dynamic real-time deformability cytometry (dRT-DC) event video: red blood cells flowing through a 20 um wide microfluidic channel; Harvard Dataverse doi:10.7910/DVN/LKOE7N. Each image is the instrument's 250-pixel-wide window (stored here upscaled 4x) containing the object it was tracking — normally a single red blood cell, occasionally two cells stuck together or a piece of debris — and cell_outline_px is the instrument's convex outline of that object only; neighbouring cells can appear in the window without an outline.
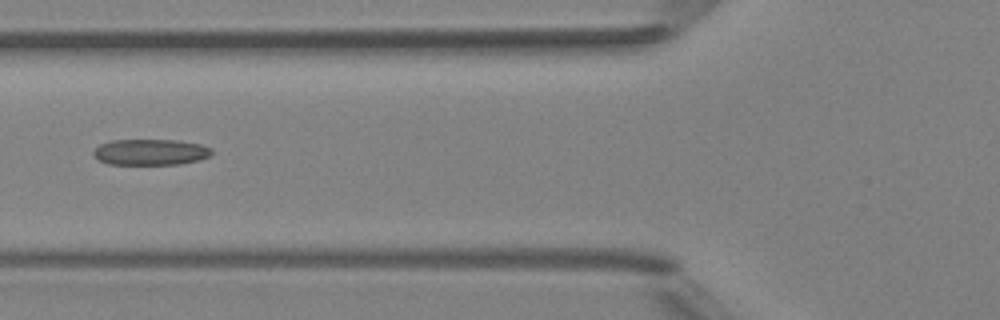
{"species": "Egyptian fruit bat (a non-hibernating species)", "species_latin": "Rousettus aegyptiacus", "temperature_condition": "room temperature", "stored_images_in_passage": 6, "camera_frame_rate_fps": 3000, "um_per_image_px": 0.085, "animal": {"sex": "female"}, "frame": {"image": 1, "passage_image": 5, "time_ms": 4.667, "image_size_px": [1000, 320], "cell_outline_px": [[212, 152], [208, 156], [200, 160], [180, 164], [108, 164], [92, 156], [92, 152], [100, 144], [112, 140], [176, 140], [200, 144], [212, 148]], "centroid_in_image_um": [12.78, 12.93], "position_along_channel_um": 113.0, "area_um2": 17.92}}
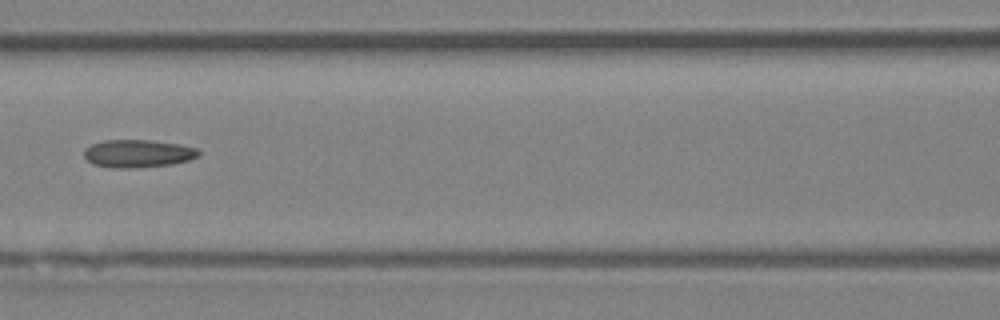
{"frame": {"image": 2, "passage_image": 6, "time_ms": 5.667, "image_size_px": [1000, 320], "cell_outline_px": [[200, 156], [188, 160], [172, 164], [136, 168], [112, 168], [92, 164], [84, 156], [84, 148], [92, 144], [104, 140], [148, 140], [180, 144], [196, 148], [200, 152]], "centroid_in_image_um": [11.71, 13.05], "position_along_channel_um": 154.9, "area_um2": 18.67}}